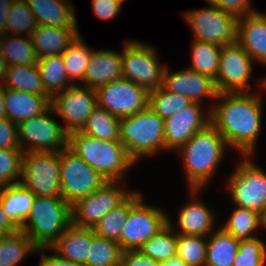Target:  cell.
<instances>
[{
	"mask_svg": "<svg viewBox=\"0 0 266 266\" xmlns=\"http://www.w3.org/2000/svg\"><path fill=\"white\" fill-rule=\"evenodd\" d=\"M92 50V47H88L84 37L79 33L61 54L67 78L72 85H80L83 82Z\"/></svg>",
	"mask_w": 266,
	"mask_h": 266,
	"instance_id": "cell-30",
	"label": "cell"
},
{
	"mask_svg": "<svg viewBox=\"0 0 266 266\" xmlns=\"http://www.w3.org/2000/svg\"><path fill=\"white\" fill-rule=\"evenodd\" d=\"M123 78L122 50L96 49L91 52V59L86 67L83 87L96 89L97 87Z\"/></svg>",
	"mask_w": 266,
	"mask_h": 266,
	"instance_id": "cell-21",
	"label": "cell"
},
{
	"mask_svg": "<svg viewBox=\"0 0 266 266\" xmlns=\"http://www.w3.org/2000/svg\"><path fill=\"white\" fill-rule=\"evenodd\" d=\"M119 129L120 119L106 109L97 106L88 116L80 131L102 140L120 141Z\"/></svg>",
	"mask_w": 266,
	"mask_h": 266,
	"instance_id": "cell-35",
	"label": "cell"
},
{
	"mask_svg": "<svg viewBox=\"0 0 266 266\" xmlns=\"http://www.w3.org/2000/svg\"><path fill=\"white\" fill-rule=\"evenodd\" d=\"M90 244L91 228L71 223L49 248L61 258L87 266Z\"/></svg>",
	"mask_w": 266,
	"mask_h": 266,
	"instance_id": "cell-25",
	"label": "cell"
},
{
	"mask_svg": "<svg viewBox=\"0 0 266 266\" xmlns=\"http://www.w3.org/2000/svg\"><path fill=\"white\" fill-rule=\"evenodd\" d=\"M35 195L21 183L0 187L4 212L19 228L31 212Z\"/></svg>",
	"mask_w": 266,
	"mask_h": 266,
	"instance_id": "cell-26",
	"label": "cell"
},
{
	"mask_svg": "<svg viewBox=\"0 0 266 266\" xmlns=\"http://www.w3.org/2000/svg\"><path fill=\"white\" fill-rule=\"evenodd\" d=\"M52 107L17 124L19 145L25 152H60L68 147L69 133L55 118Z\"/></svg>",
	"mask_w": 266,
	"mask_h": 266,
	"instance_id": "cell-9",
	"label": "cell"
},
{
	"mask_svg": "<svg viewBox=\"0 0 266 266\" xmlns=\"http://www.w3.org/2000/svg\"><path fill=\"white\" fill-rule=\"evenodd\" d=\"M7 69V63L4 59V56L1 53V49H0V82L2 81V79L5 76V72Z\"/></svg>",
	"mask_w": 266,
	"mask_h": 266,
	"instance_id": "cell-53",
	"label": "cell"
},
{
	"mask_svg": "<svg viewBox=\"0 0 266 266\" xmlns=\"http://www.w3.org/2000/svg\"><path fill=\"white\" fill-rule=\"evenodd\" d=\"M71 224V205L62 197L35 196L29 216L21 226L40 249L49 248Z\"/></svg>",
	"mask_w": 266,
	"mask_h": 266,
	"instance_id": "cell-5",
	"label": "cell"
},
{
	"mask_svg": "<svg viewBox=\"0 0 266 266\" xmlns=\"http://www.w3.org/2000/svg\"><path fill=\"white\" fill-rule=\"evenodd\" d=\"M130 213V196L118 207L106 213L94 226L96 235L118 241Z\"/></svg>",
	"mask_w": 266,
	"mask_h": 266,
	"instance_id": "cell-40",
	"label": "cell"
},
{
	"mask_svg": "<svg viewBox=\"0 0 266 266\" xmlns=\"http://www.w3.org/2000/svg\"><path fill=\"white\" fill-rule=\"evenodd\" d=\"M255 68V61L237 42L222 46L214 80L217 93L254 92L250 89L253 88Z\"/></svg>",
	"mask_w": 266,
	"mask_h": 266,
	"instance_id": "cell-13",
	"label": "cell"
},
{
	"mask_svg": "<svg viewBox=\"0 0 266 266\" xmlns=\"http://www.w3.org/2000/svg\"><path fill=\"white\" fill-rule=\"evenodd\" d=\"M60 152H25L20 183L35 196L62 197Z\"/></svg>",
	"mask_w": 266,
	"mask_h": 266,
	"instance_id": "cell-11",
	"label": "cell"
},
{
	"mask_svg": "<svg viewBox=\"0 0 266 266\" xmlns=\"http://www.w3.org/2000/svg\"><path fill=\"white\" fill-rule=\"evenodd\" d=\"M22 155V150L0 149V187L20 183Z\"/></svg>",
	"mask_w": 266,
	"mask_h": 266,
	"instance_id": "cell-43",
	"label": "cell"
},
{
	"mask_svg": "<svg viewBox=\"0 0 266 266\" xmlns=\"http://www.w3.org/2000/svg\"><path fill=\"white\" fill-rule=\"evenodd\" d=\"M68 147L106 181L126 182L131 169L138 165L120 141L102 140L80 130L69 133Z\"/></svg>",
	"mask_w": 266,
	"mask_h": 266,
	"instance_id": "cell-3",
	"label": "cell"
},
{
	"mask_svg": "<svg viewBox=\"0 0 266 266\" xmlns=\"http://www.w3.org/2000/svg\"><path fill=\"white\" fill-rule=\"evenodd\" d=\"M221 50V45L193 39L190 45L188 68L215 80Z\"/></svg>",
	"mask_w": 266,
	"mask_h": 266,
	"instance_id": "cell-31",
	"label": "cell"
},
{
	"mask_svg": "<svg viewBox=\"0 0 266 266\" xmlns=\"http://www.w3.org/2000/svg\"><path fill=\"white\" fill-rule=\"evenodd\" d=\"M127 181H106L91 194L71 205V223L86 228H94L100 219L123 203L134 191L128 190Z\"/></svg>",
	"mask_w": 266,
	"mask_h": 266,
	"instance_id": "cell-12",
	"label": "cell"
},
{
	"mask_svg": "<svg viewBox=\"0 0 266 266\" xmlns=\"http://www.w3.org/2000/svg\"><path fill=\"white\" fill-rule=\"evenodd\" d=\"M262 230L266 231V206L260 214Z\"/></svg>",
	"mask_w": 266,
	"mask_h": 266,
	"instance_id": "cell-54",
	"label": "cell"
},
{
	"mask_svg": "<svg viewBox=\"0 0 266 266\" xmlns=\"http://www.w3.org/2000/svg\"><path fill=\"white\" fill-rule=\"evenodd\" d=\"M0 149L21 150L17 123L6 117L0 118Z\"/></svg>",
	"mask_w": 266,
	"mask_h": 266,
	"instance_id": "cell-46",
	"label": "cell"
},
{
	"mask_svg": "<svg viewBox=\"0 0 266 266\" xmlns=\"http://www.w3.org/2000/svg\"><path fill=\"white\" fill-rule=\"evenodd\" d=\"M192 103L186 96L168 91L162 86L148 94V107L164 120Z\"/></svg>",
	"mask_w": 266,
	"mask_h": 266,
	"instance_id": "cell-38",
	"label": "cell"
},
{
	"mask_svg": "<svg viewBox=\"0 0 266 266\" xmlns=\"http://www.w3.org/2000/svg\"><path fill=\"white\" fill-rule=\"evenodd\" d=\"M187 190H189V200L181 203L177 209L175 222L168 212V224L177 234L207 237L219 227L218 224H221L219 216L215 209L203 202L204 199L201 196L205 189L187 188Z\"/></svg>",
	"mask_w": 266,
	"mask_h": 266,
	"instance_id": "cell-17",
	"label": "cell"
},
{
	"mask_svg": "<svg viewBox=\"0 0 266 266\" xmlns=\"http://www.w3.org/2000/svg\"><path fill=\"white\" fill-rule=\"evenodd\" d=\"M60 174L62 198L70 205L91 194L106 182L69 147L60 151Z\"/></svg>",
	"mask_w": 266,
	"mask_h": 266,
	"instance_id": "cell-14",
	"label": "cell"
},
{
	"mask_svg": "<svg viewBox=\"0 0 266 266\" xmlns=\"http://www.w3.org/2000/svg\"><path fill=\"white\" fill-rule=\"evenodd\" d=\"M145 199L141 189H135L130 195V213L117 241L123 251L139 250L168 223L166 209Z\"/></svg>",
	"mask_w": 266,
	"mask_h": 266,
	"instance_id": "cell-6",
	"label": "cell"
},
{
	"mask_svg": "<svg viewBox=\"0 0 266 266\" xmlns=\"http://www.w3.org/2000/svg\"><path fill=\"white\" fill-rule=\"evenodd\" d=\"M255 82L259 88L254 92L217 93L210 110V124L223 136L229 150L240 156H256L263 133L266 74Z\"/></svg>",
	"mask_w": 266,
	"mask_h": 266,
	"instance_id": "cell-1",
	"label": "cell"
},
{
	"mask_svg": "<svg viewBox=\"0 0 266 266\" xmlns=\"http://www.w3.org/2000/svg\"><path fill=\"white\" fill-rule=\"evenodd\" d=\"M15 0H0V35L5 34L9 11Z\"/></svg>",
	"mask_w": 266,
	"mask_h": 266,
	"instance_id": "cell-50",
	"label": "cell"
},
{
	"mask_svg": "<svg viewBox=\"0 0 266 266\" xmlns=\"http://www.w3.org/2000/svg\"><path fill=\"white\" fill-rule=\"evenodd\" d=\"M160 266H187L178 256L169 259L167 262L161 263Z\"/></svg>",
	"mask_w": 266,
	"mask_h": 266,
	"instance_id": "cell-51",
	"label": "cell"
},
{
	"mask_svg": "<svg viewBox=\"0 0 266 266\" xmlns=\"http://www.w3.org/2000/svg\"><path fill=\"white\" fill-rule=\"evenodd\" d=\"M38 26L34 14L24 0H15L7 17L5 33L30 36Z\"/></svg>",
	"mask_w": 266,
	"mask_h": 266,
	"instance_id": "cell-41",
	"label": "cell"
},
{
	"mask_svg": "<svg viewBox=\"0 0 266 266\" xmlns=\"http://www.w3.org/2000/svg\"><path fill=\"white\" fill-rule=\"evenodd\" d=\"M0 49L7 66L37 64L38 57L30 36L0 35Z\"/></svg>",
	"mask_w": 266,
	"mask_h": 266,
	"instance_id": "cell-32",
	"label": "cell"
},
{
	"mask_svg": "<svg viewBox=\"0 0 266 266\" xmlns=\"http://www.w3.org/2000/svg\"><path fill=\"white\" fill-rule=\"evenodd\" d=\"M228 146L223 136L209 124L176 152L186 188L206 189L211 186L215 173L223 166ZM207 186V187H206Z\"/></svg>",
	"mask_w": 266,
	"mask_h": 266,
	"instance_id": "cell-2",
	"label": "cell"
},
{
	"mask_svg": "<svg viewBox=\"0 0 266 266\" xmlns=\"http://www.w3.org/2000/svg\"><path fill=\"white\" fill-rule=\"evenodd\" d=\"M39 248L22 231L0 237V266H20Z\"/></svg>",
	"mask_w": 266,
	"mask_h": 266,
	"instance_id": "cell-29",
	"label": "cell"
},
{
	"mask_svg": "<svg viewBox=\"0 0 266 266\" xmlns=\"http://www.w3.org/2000/svg\"><path fill=\"white\" fill-rule=\"evenodd\" d=\"M237 43L255 63L266 67V12L237 19Z\"/></svg>",
	"mask_w": 266,
	"mask_h": 266,
	"instance_id": "cell-20",
	"label": "cell"
},
{
	"mask_svg": "<svg viewBox=\"0 0 266 266\" xmlns=\"http://www.w3.org/2000/svg\"><path fill=\"white\" fill-rule=\"evenodd\" d=\"M178 256L187 266H205L207 237L177 234Z\"/></svg>",
	"mask_w": 266,
	"mask_h": 266,
	"instance_id": "cell-39",
	"label": "cell"
},
{
	"mask_svg": "<svg viewBox=\"0 0 266 266\" xmlns=\"http://www.w3.org/2000/svg\"><path fill=\"white\" fill-rule=\"evenodd\" d=\"M265 242L262 236L240 240L233 266H266Z\"/></svg>",
	"mask_w": 266,
	"mask_h": 266,
	"instance_id": "cell-42",
	"label": "cell"
},
{
	"mask_svg": "<svg viewBox=\"0 0 266 266\" xmlns=\"http://www.w3.org/2000/svg\"><path fill=\"white\" fill-rule=\"evenodd\" d=\"M95 91L98 106L119 119L134 115L148 107L149 92L125 78L101 85Z\"/></svg>",
	"mask_w": 266,
	"mask_h": 266,
	"instance_id": "cell-16",
	"label": "cell"
},
{
	"mask_svg": "<svg viewBox=\"0 0 266 266\" xmlns=\"http://www.w3.org/2000/svg\"><path fill=\"white\" fill-rule=\"evenodd\" d=\"M119 2H121L122 4L124 3V2H126L127 0H118Z\"/></svg>",
	"mask_w": 266,
	"mask_h": 266,
	"instance_id": "cell-55",
	"label": "cell"
},
{
	"mask_svg": "<svg viewBox=\"0 0 266 266\" xmlns=\"http://www.w3.org/2000/svg\"><path fill=\"white\" fill-rule=\"evenodd\" d=\"M49 255L46 251L50 252ZM36 254H39L38 266H82L77 263H74L70 260L59 257L55 254L50 248H40L37 250Z\"/></svg>",
	"mask_w": 266,
	"mask_h": 266,
	"instance_id": "cell-48",
	"label": "cell"
},
{
	"mask_svg": "<svg viewBox=\"0 0 266 266\" xmlns=\"http://www.w3.org/2000/svg\"><path fill=\"white\" fill-rule=\"evenodd\" d=\"M122 254L117 241L98 236L91 228L87 266H120Z\"/></svg>",
	"mask_w": 266,
	"mask_h": 266,
	"instance_id": "cell-37",
	"label": "cell"
},
{
	"mask_svg": "<svg viewBox=\"0 0 266 266\" xmlns=\"http://www.w3.org/2000/svg\"><path fill=\"white\" fill-rule=\"evenodd\" d=\"M120 266H160V263L140 250H126L123 251Z\"/></svg>",
	"mask_w": 266,
	"mask_h": 266,
	"instance_id": "cell-47",
	"label": "cell"
},
{
	"mask_svg": "<svg viewBox=\"0 0 266 266\" xmlns=\"http://www.w3.org/2000/svg\"><path fill=\"white\" fill-rule=\"evenodd\" d=\"M239 242L219 226L207 236L205 266H233Z\"/></svg>",
	"mask_w": 266,
	"mask_h": 266,
	"instance_id": "cell-27",
	"label": "cell"
},
{
	"mask_svg": "<svg viewBox=\"0 0 266 266\" xmlns=\"http://www.w3.org/2000/svg\"><path fill=\"white\" fill-rule=\"evenodd\" d=\"M220 8L221 10L234 15L237 19L252 15L258 10L253 8L251 0H203Z\"/></svg>",
	"mask_w": 266,
	"mask_h": 266,
	"instance_id": "cell-44",
	"label": "cell"
},
{
	"mask_svg": "<svg viewBox=\"0 0 266 266\" xmlns=\"http://www.w3.org/2000/svg\"><path fill=\"white\" fill-rule=\"evenodd\" d=\"M79 30L38 25L30 35L38 59L62 54L80 33Z\"/></svg>",
	"mask_w": 266,
	"mask_h": 266,
	"instance_id": "cell-24",
	"label": "cell"
},
{
	"mask_svg": "<svg viewBox=\"0 0 266 266\" xmlns=\"http://www.w3.org/2000/svg\"><path fill=\"white\" fill-rule=\"evenodd\" d=\"M205 104L193 102L164 120L165 152H176L196 132L203 130L210 124V105Z\"/></svg>",
	"mask_w": 266,
	"mask_h": 266,
	"instance_id": "cell-18",
	"label": "cell"
},
{
	"mask_svg": "<svg viewBox=\"0 0 266 266\" xmlns=\"http://www.w3.org/2000/svg\"><path fill=\"white\" fill-rule=\"evenodd\" d=\"M5 117L4 87L0 82V118Z\"/></svg>",
	"mask_w": 266,
	"mask_h": 266,
	"instance_id": "cell-52",
	"label": "cell"
},
{
	"mask_svg": "<svg viewBox=\"0 0 266 266\" xmlns=\"http://www.w3.org/2000/svg\"><path fill=\"white\" fill-rule=\"evenodd\" d=\"M162 87L176 94L189 98L192 102L204 104L208 99L210 110L216 100L217 90L214 80L203 74L185 67L172 70L169 64L165 65L163 71ZM204 101V102H203Z\"/></svg>",
	"mask_w": 266,
	"mask_h": 266,
	"instance_id": "cell-19",
	"label": "cell"
},
{
	"mask_svg": "<svg viewBox=\"0 0 266 266\" xmlns=\"http://www.w3.org/2000/svg\"><path fill=\"white\" fill-rule=\"evenodd\" d=\"M91 7L94 15L104 22L116 19L124 9L118 0H91Z\"/></svg>",
	"mask_w": 266,
	"mask_h": 266,
	"instance_id": "cell-45",
	"label": "cell"
},
{
	"mask_svg": "<svg viewBox=\"0 0 266 266\" xmlns=\"http://www.w3.org/2000/svg\"><path fill=\"white\" fill-rule=\"evenodd\" d=\"M97 106L95 89L81 85H72L51 97V107L68 133L81 130Z\"/></svg>",
	"mask_w": 266,
	"mask_h": 266,
	"instance_id": "cell-15",
	"label": "cell"
},
{
	"mask_svg": "<svg viewBox=\"0 0 266 266\" xmlns=\"http://www.w3.org/2000/svg\"><path fill=\"white\" fill-rule=\"evenodd\" d=\"M233 206L229 217L219 226L237 240L259 236L263 231L260 214L241 206Z\"/></svg>",
	"mask_w": 266,
	"mask_h": 266,
	"instance_id": "cell-28",
	"label": "cell"
},
{
	"mask_svg": "<svg viewBox=\"0 0 266 266\" xmlns=\"http://www.w3.org/2000/svg\"><path fill=\"white\" fill-rule=\"evenodd\" d=\"M37 67L44 89L51 97L72 86L67 78L61 54L38 59Z\"/></svg>",
	"mask_w": 266,
	"mask_h": 266,
	"instance_id": "cell-34",
	"label": "cell"
},
{
	"mask_svg": "<svg viewBox=\"0 0 266 266\" xmlns=\"http://www.w3.org/2000/svg\"><path fill=\"white\" fill-rule=\"evenodd\" d=\"M4 88L26 91L31 94H48L41 81L37 64L7 66L1 81Z\"/></svg>",
	"mask_w": 266,
	"mask_h": 266,
	"instance_id": "cell-33",
	"label": "cell"
},
{
	"mask_svg": "<svg viewBox=\"0 0 266 266\" xmlns=\"http://www.w3.org/2000/svg\"><path fill=\"white\" fill-rule=\"evenodd\" d=\"M164 119L149 107L120 118L119 140L137 163L165 152Z\"/></svg>",
	"mask_w": 266,
	"mask_h": 266,
	"instance_id": "cell-4",
	"label": "cell"
},
{
	"mask_svg": "<svg viewBox=\"0 0 266 266\" xmlns=\"http://www.w3.org/2000/svg\"><path fill=\"white\" fill-rule=\"evenodd\" d=\"M256 156H241L225 181V194L233 205L261 214L266 206V172L256 162Z\"/></svg>",
	"mask_w": 266,
	"mask_h": 266,
	"instance_id": "cell-7",
	"label": "cell"
},
{
	"mask_svg": "<svg viewBox=\"0 0 266 266\" xmlns=\"http://www.w3.org/2000/svg\"><path fill=\"white\" fill-rule=\"evenodd\" d=\"M20 228L7 216L2 208V204L0 201V234L8 235L15 233Z\"/></svg>",
	"mask_w": 266,
	"mask_h": 266,
	"instance_id": "cell-49",
	"label": "cell"
},
{
	"mask_svg": "<svg viewBox=\"0 0 266 266\" xmlns=\"http://www.w3.org/2000/svg\"><path fill=\"white\" fill-rule=\"evenodd\" d=\"M38 25L79 28L71 0H24Z\"/></svg>",
	"mask_w": 266,
	"mask_h": 266,
	"instance_id": "cell-23",
	"label": "cell"
},
{
	"mask_svg": "<svg viewBox=\"0 0 266 266\" xmlns=\"http://www.w3.org/2000/svg\"><path fill=\"white\" fill-rule=\"evenodd\" d=\"M176 243L177 233L167 223L158 233L147 240L139 250L161 264L176 256Z\"/></svg>",
	"mask_w": 266,
	"mask_h": 266,
	"instance_id": "cell-36",
	"label": "cell"
},
{
	"mask_svg": "<svg viewBox=\"0 0 266 266\" xmlns=\"http://www.w3.org/2000/svg\"><path fill=\"white\" fill-rule=\"evenodd\" d=\"M4 104L5 117L18 124L45 113L51 107V96L4 88Z\"/></svg>",
	"mask_w": 266,
	"mask_h": 266,
	"instance_id": "cell-22",
	"label": "cell"
},
{
	"mask_svg": "<svg viewBox=\"0 0 266 266\" xmlns=\"http://www.w3.org/2000/svg\"><path fill=\"white\" fill-rule=\"evenodd\" d=\"M199 9L182 12L193 39L221 46L237 42V18L209 2Z\"/></svg>",
	"mask_w": 266,
	"mask_h": 266,
	"instance_id": "cell-10",
	"label": "cell"
},
{
	"mask_svg": "<svg viewBox=\"0 0 266 266\" xmlns=\"http://www.w3.org/2000/svg\"><path fill=\"white\" fill-rule=\"evenodd\" d=\"M122 43L123 78L144 87L148 92L162 86L166 64L160 62L158 49L135 38L125 39Z\"/></svg>",
	"mask_w": 266,
	"mask_h": 266,
	"instance_id": "cell-8",
	"label": "cell"
}]
</instances>
